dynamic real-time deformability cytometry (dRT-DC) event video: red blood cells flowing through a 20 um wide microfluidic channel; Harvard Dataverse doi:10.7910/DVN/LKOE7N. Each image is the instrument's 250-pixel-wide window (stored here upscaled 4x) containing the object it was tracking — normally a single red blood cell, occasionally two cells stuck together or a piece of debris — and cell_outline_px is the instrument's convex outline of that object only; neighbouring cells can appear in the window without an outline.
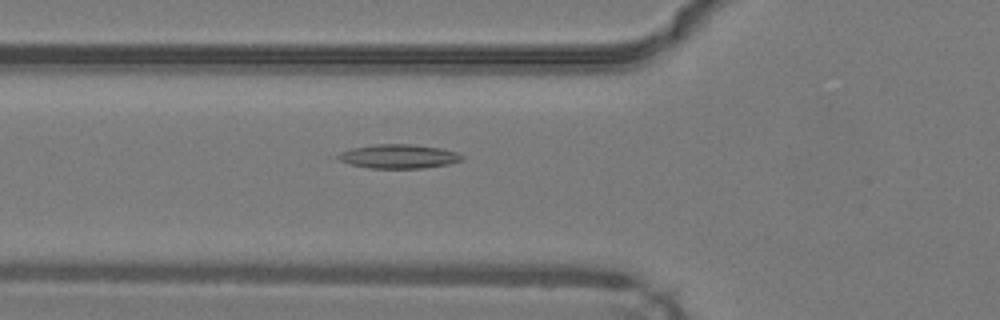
{"species": "common noctule bat (a hibernating species)", "species_latin": "Nyctalus noctula", "temperature_condition": "warm", "stored_images_in_passage": 41, "camera_frame_rate_fps": 3000, "um_per_image_px": 0.085, "animal": {"sex": "male", "body_mass_g": 19.2, "forearm_length_mm": 51.8}, "frame": {"image": 1, "passage_image": 10, "time_ms": 3.0, "image_size_px": [1000, 320], "cell_outline_px": [[464, 160], [448, 164], [424, 168], [368, 168], [348, 164], [328, 156], [352, 148], [372, 144], [412, 144], [440, 148], [456, 152], [464, 156]], "centroid_in_image_um": [33.79, 13.29], "position_along_channel_um": 92.0, "area_um2": 17.74}}
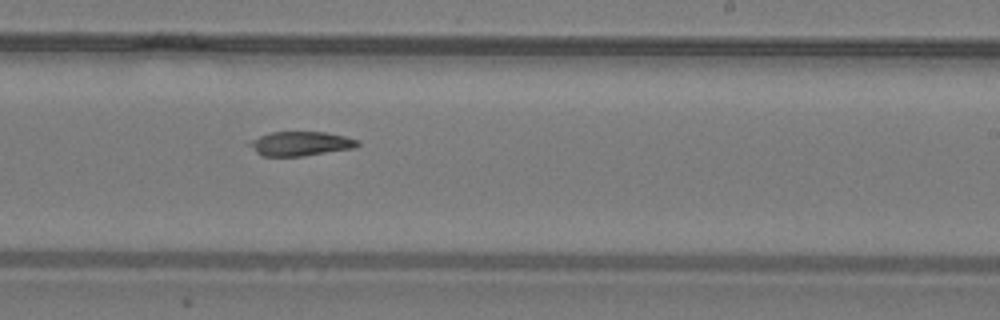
{"frame": {"image": 2, "passage_image": 22, "time_ms": 7.0, "image_size_px": [1000, 320], "cell_outline_px": [[360, 144], [352, 148], [304, 156], [260, 156], [248, 144], [248, 140], [272, 132], [324, 132], [344, 136], [360, 140]], "centroid_in_image_um": [25.52, 12.21], "position_along_channel_um": 263.5, "area_um2": 15.26}}
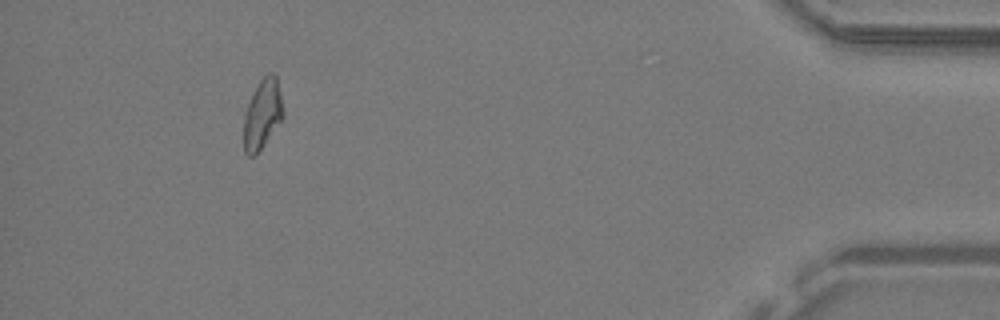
{"frame": {"image": 3, "passage_image": 37, "time_ms": 12.0, "image_size_px": [1000, 320], "cell_outline_px": [[284, 116], [256, 156], [248, 156], [244, 152], [244, 112], [260, 80], [268, 72], [272, 72], [276, 76], [280, 92], [284, 112]], "centroid_in_image_um": [22.31, 9.72], "position_along_channel_um": 412.9, "area_um2": 15.9}}